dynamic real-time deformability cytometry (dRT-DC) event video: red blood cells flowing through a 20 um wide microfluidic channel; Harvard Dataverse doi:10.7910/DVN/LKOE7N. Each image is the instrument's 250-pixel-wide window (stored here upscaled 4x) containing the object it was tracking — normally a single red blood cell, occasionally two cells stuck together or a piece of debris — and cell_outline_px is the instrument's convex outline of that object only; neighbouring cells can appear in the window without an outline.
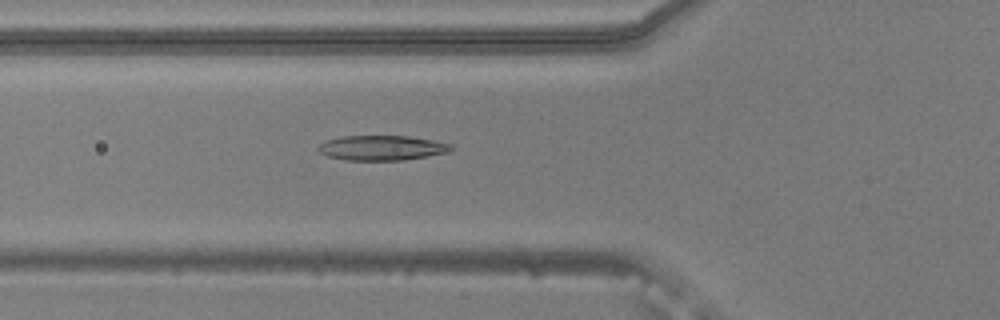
{"species": "common noctule bat (a hibernating species)", "species_latin": "Nyctalus noctula", "temperature_condition": "warm", "stored_images_in_passage": 54, "camera_frame_rate_fps": 3000, "um_per_image_px": 0.085, "animal": {"sex": "male", "body_mass_g": 20.5, "forearm_length_mm": 52.5}, "frame": {"image": 1, "passage_image": 20, "time_ms": 6.333, "image_size_px": [1000, 320], "cell_outline_px": [[456, 148], [448, 152], [428, 156], [404, 160], [348, 160], [328, 156], [320, 152], [316, 148], [320, 144], [328, 140], [340, 136], [408, 136], [432, 140], [452, 144]], "centroid_in_image_um": [32.49, 12.57], "position_along_channel_um": 93.3, "area_um2": 19.25}}
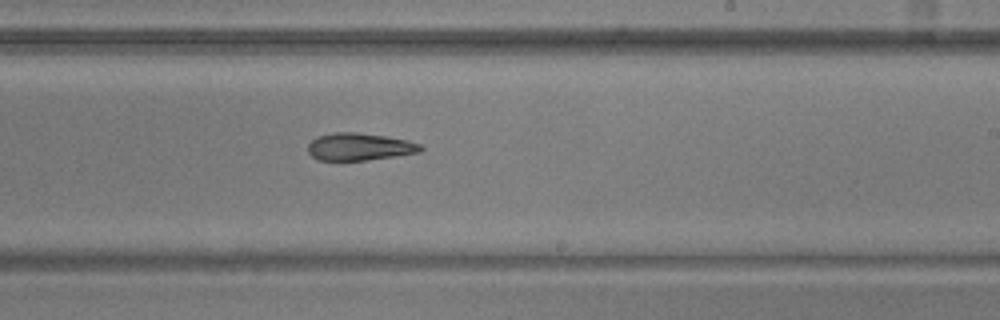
{"frame": {"image": 2, "passage_image": 33, "time_ms": 10.667, "image_size_px": [1000, 320], "cell_outline_px": [[424, 148], [420, 152], [364, 160], [320, 160], [312, 156], [308, 152], [308, 144], [316, 136], [332, 132], [356, 132], [384, 136], [408, 140], [420, 144]], "centroid_in_image_um": [30.53, 12.46], "position_along_channel_um": 258.5, "area_um2": 17.86}}
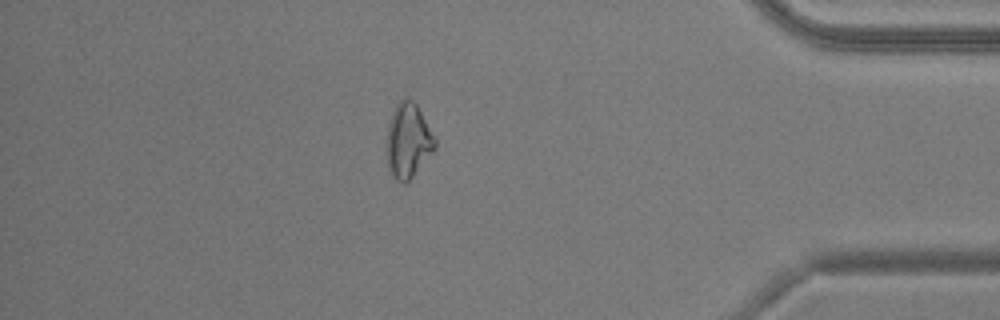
{"frame": {"image": 3, "passage_image": 47, "time_ms": 15.333, "image_size_px": [1000, 320], "cell_outline_px": [[436, 148], [412, 176], [404, 184], [396, 180], [388, 168], [384, 152], [388, 120], [396, 104], [404, 96], [412, 100], [416, 104], [436, 140]], "centroid_in_image_um": [34.63, 11.94], "position_along_channel_um": 400.6, "area_um2": 21.27}, "authors_computed_cell_mechanics": {"area_um2": 19.9121, "velocity_mm_per_s": 3.791, "shape_relaxation_time_tau1_ms": null, "shape_relaxation_time_tau2_ms": 9.6493, "deformation_change_tau1": null, "deformation_change_tau2": 0.2181}}